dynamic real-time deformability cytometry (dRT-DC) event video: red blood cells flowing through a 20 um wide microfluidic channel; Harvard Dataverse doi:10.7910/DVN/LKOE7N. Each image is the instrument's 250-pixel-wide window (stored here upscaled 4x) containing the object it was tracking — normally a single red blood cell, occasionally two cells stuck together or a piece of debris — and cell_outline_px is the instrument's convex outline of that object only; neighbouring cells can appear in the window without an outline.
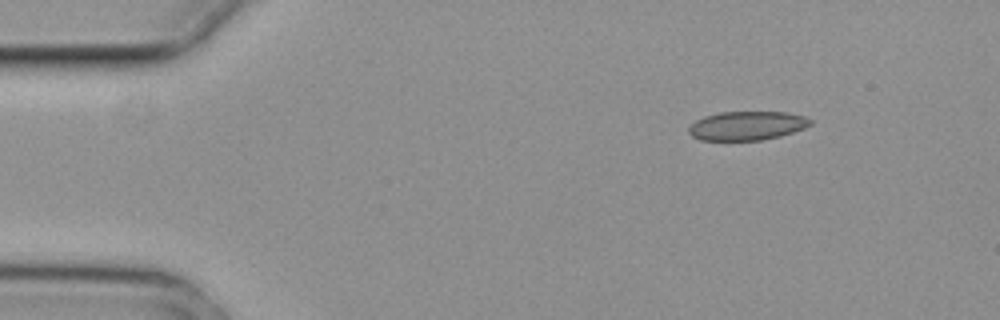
{"species": "common noctule bat (a hibernating species)", "species_latin": "Nyctalus noctula", "temperature_condition": "cold", "stored_images_in_passage": 6, "camera_frame_rate_fps": 3000, "um_per_image_px": 0.085, "animal": {"sex": "female", "body_mass_g": 29.2, "forearm_length_mm": 56.3}, "frame": {"image": 1, "passage_image": 1, "time_ms": 0.0, "image_size_px": [1000, 320], "cell_outline_px": [[812, 124], [804, 128], [780, 136], [760, 140], [700, 140], [692, 136], [688, 132], [688, 128], [696, 120], [704, 116], [720, 112], [788, 112], [804, 116], [812, 120]], "centroid_in_image_um": [63.49, 10.68], "position_along_channel_um": 21.5, "area_um2": 20.46}}
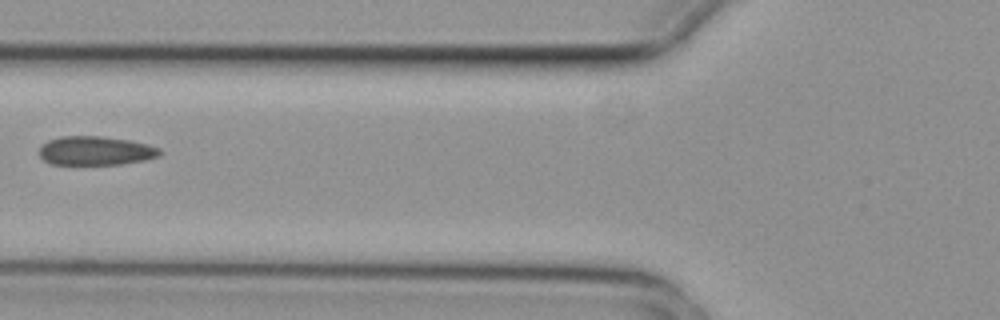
{"frame": {"image": 2, "passage_image": 5, "time_ms": 1.333, "image_size_px": [1000, 320], "cell_outline_px": [[160, 156], [144, 160], [120, 164], [52, 164], [44, 160], [40, 156], [40, 148], [48, 140], [60, 136], [100, 136], [128, 140], [148, 144], [160, 148]], "centroid_in_image_um": [8.13, 12.81], "position_along_channel_um": 117.7, "area_um2": 20.17}}
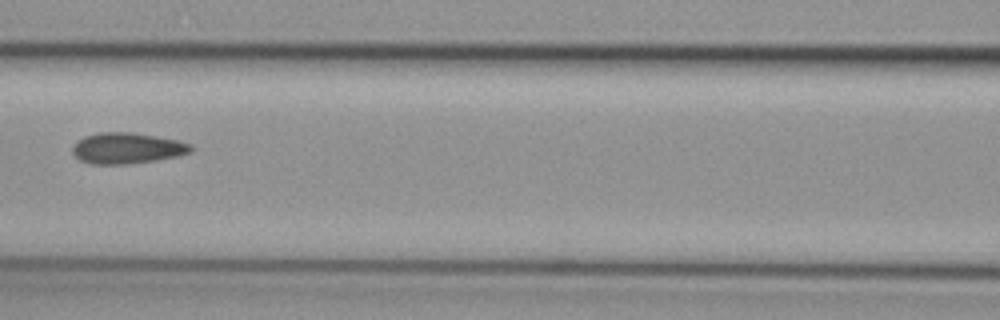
{"frame": {"image": 3, "passage_image": 6, "time_ms": 1.667, "image_size_px": [1000, 320], "cell_outline_px": [[192, 152], [176, 156], [156, 160], [128, 164], [92, 164], [80, 160], [72, 152], [72, 148], [84, 136], [100, 132], [132, 132], [156, 136], [176, 140], [192, 144]], "centroid_in_image_um": [10.81, 12.59], "position_along_channel_um": 155.8, "area_um2": 21.21}}